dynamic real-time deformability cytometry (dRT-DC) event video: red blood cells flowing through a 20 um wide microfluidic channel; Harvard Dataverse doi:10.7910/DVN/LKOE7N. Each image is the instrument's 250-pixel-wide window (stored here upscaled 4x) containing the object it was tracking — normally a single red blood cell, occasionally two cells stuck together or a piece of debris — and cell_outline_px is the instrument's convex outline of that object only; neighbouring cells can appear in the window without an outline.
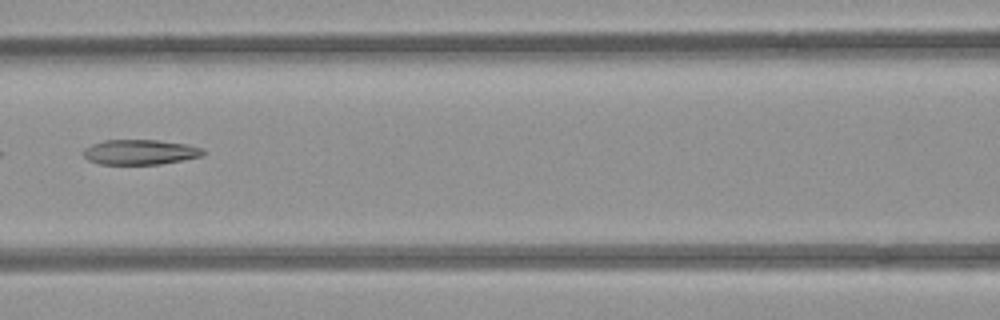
{"species": "common noctule bat (a hibernating species)", "species_latin": "Nyctalus noctula", "temperature_condition": "room temperature", "stored_images_in_passage": 7, "camera_frame_rate_fps": 3000, "um_per_image_px": 0.085, "animal": {"sex": "female", "body_mass_g": 21.9}, "frame": {"image": 1, "passage_image": 7, "time_ms": 7.667, "image_size_px": [1000, 320], "cell_outline_px": [[204, 156], [160, 164], [100, 164], [88, 160], [80, 152], [84, 148], [92, 144], [104, 140], [156, 140], [188, 144], [204, 148]], "centroid_in_image_um": [11.9, 12.92], "position_along_channel_um": 154.7, "area_um2": 17.63}}